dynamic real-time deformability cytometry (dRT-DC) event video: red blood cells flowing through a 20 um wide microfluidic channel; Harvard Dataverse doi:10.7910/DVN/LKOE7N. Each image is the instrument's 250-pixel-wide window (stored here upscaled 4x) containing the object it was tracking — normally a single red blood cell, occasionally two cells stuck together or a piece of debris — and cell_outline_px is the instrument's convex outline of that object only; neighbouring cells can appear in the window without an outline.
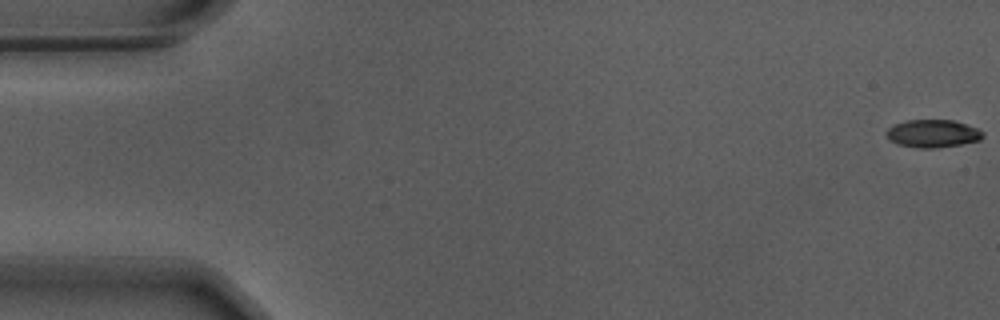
{"species": "Egyptian fruit bat (a non-hibernating species)", "species_latin": "Rousettus aegyptiacus", "temperature_condition": "warm", "stored_images_in_passage": 56, "camera_frame_rate_fps": 3000, "um_per_image_px": 0.085, "animal": {"sex": "male"}, "frame": {"image": 1, "passage_image": 1, "time_ms": 0.0, "image_size_px": [1000, 320], "cell_outline_px": [[984, 136], [980, 140], [960, 144], [936, 148], [916, 148], [896, 144], [888, 140], [884, 132], [888, 128], [896, 124], [908, 120], [952, 120], [976, 128], [984, 132]], "centroid_in_image_um": [79.24, 11.36], "position_along_channel_um": 5.8, "area_um2": 15.66}}
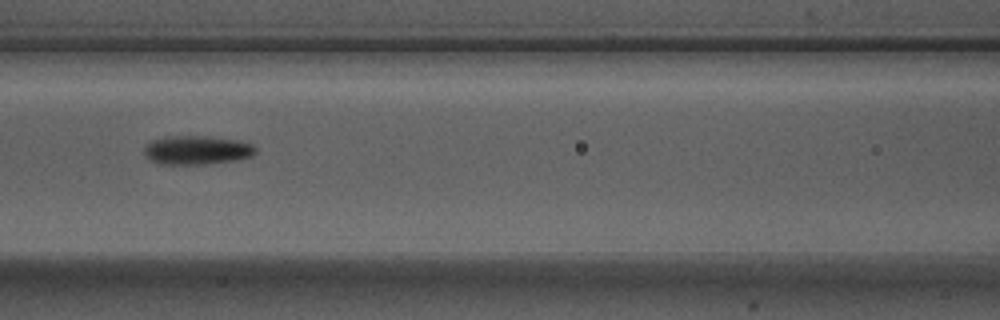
{"frame": {"image": 2, "passage_image": 25, "time_ms": 8.0, "image_size_px": [1000, 320], "cell_outline_px": [[256, 152], [252, 156], [236, 160], [204, 164], [160, 164], [152, 160], [144, 152], [144, 144], [152, 140], [172, 136], [208, 136], [240, 140], [252, 144], [256, 148]], "centroid_in_image_um": [16.76, 12.75], "position_along_channel_um": 149.8, "area_um2": 18.73}}
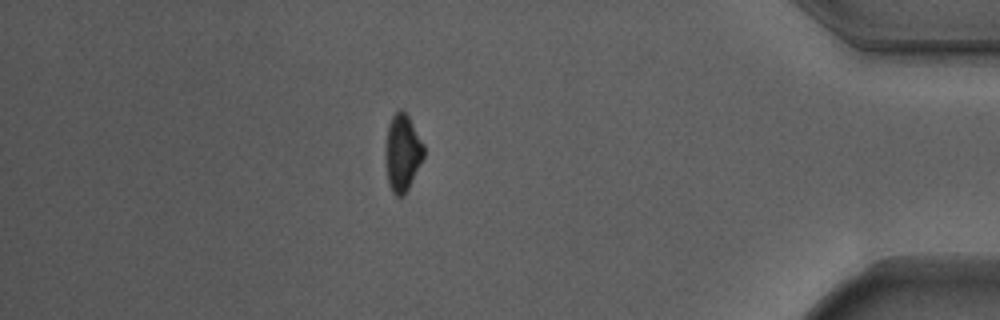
{"frame": {"image": 3, "passage_image": 49, "time_ms": 16.0, "image_size_px": [1000, 320], "cell_outline_px": [[424, 156], [404, 196], [396, 196], [392, 192], [388, 184], [388, 124], [392, 116], [400, 108], [408, 116], [424, 144]], "centroid_in_image_um": [34.25, 12.98], "position_along_channel_um": 400.9, "area_um2": 16.36}, "authors_computed_cell_mechanics": {"area_um2": 17.2822, "velocity_mm_per_s": 3.7066, "shape_relaxation_time_tau1_ms": 3.0215, "shape_relaxation_time_tau2_ms": 8.2542, "deformation_change_tau1": 0.1454, "deformation_change_tau2": 0.1549}}